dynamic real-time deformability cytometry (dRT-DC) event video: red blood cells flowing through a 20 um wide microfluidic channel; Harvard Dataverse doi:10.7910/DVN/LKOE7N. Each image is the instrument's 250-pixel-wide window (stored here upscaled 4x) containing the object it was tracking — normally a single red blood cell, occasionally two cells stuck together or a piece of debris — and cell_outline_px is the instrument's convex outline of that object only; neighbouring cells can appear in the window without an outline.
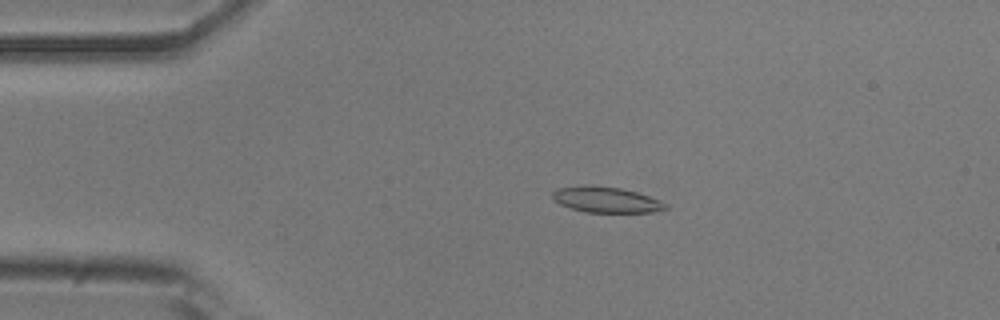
{"species": "common noctule bat (a hibernating species)", "species_latin": "Nyctalus noctula", "temperature_condition": "room temperature", "stored_images_in_passage": 54, "camera_frame_rate_fps": 3000, "um_per_image_px": 0.085, "animal": {"sex": "male", "body_mass_g": 20.5, "forearm_length_mm": 52.5}, "frame": {"image": 1, "passage_image": 11, "time_ms": 3.333, "image_size_px": [1000, 320], "cell_outline_px": [[668, 208], [652, 212], [588, 212], [572, 208], [560, 204], [552, 200], [552, 192], [556, 188], [588, 184], [620, 188], [636, 192], [660, 200], [668, 204]], "centroid_in_image_um": [51.49, 16.96], "position_along_channel_um": 33.5, "area_um2": 16.99}}
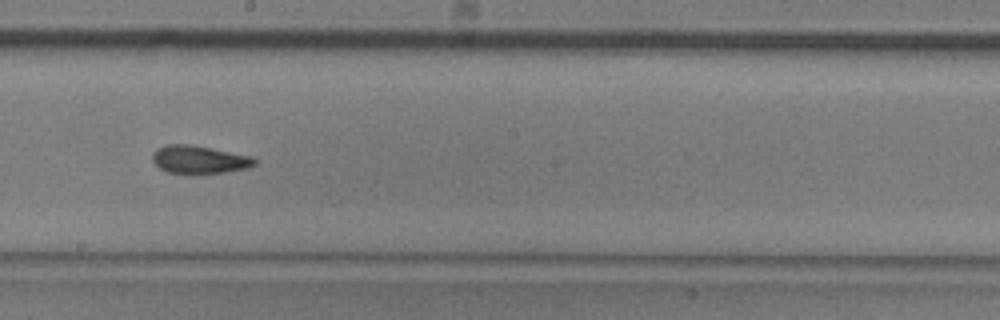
{"frame": {"image": 2, "passage_image": 30, "time_ms": 9.667, "image_size_px": [1000, 320], "cell_outline_px": [[256, 164], [248, 168], [224, 172], [168, 172], [160, 168], [152, 160], [152, 152], [156, 148], [168, 144], [188, 144], [212, 148], [252, 156], [256, 160]], "centroid_in_image_um": [16.93, 13.53], "position_along_channel_um": 231.3, "area_um2": 16.36}}
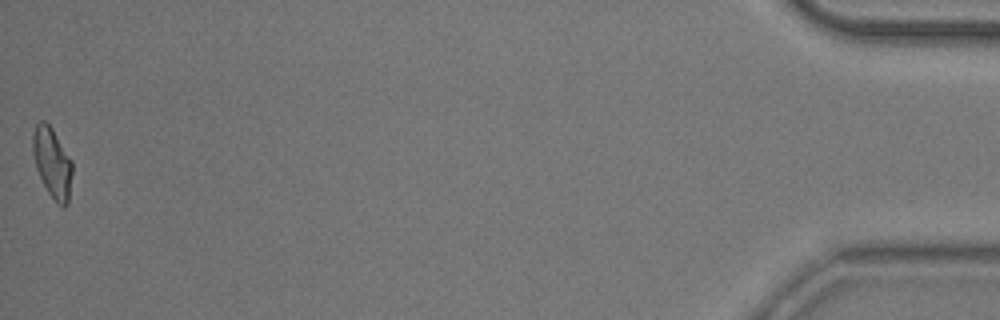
{"frame": {"image": 3, "passage_image": 54, "time_ms": 17.667, "image_size_px": [1000, 320], "cell_outline_px": [[72, 172], [68, 204], [64, 208], [56, 204], [48, 192], [36, 168], [32, 152], [32, 136], [36, 124], [40, 120], [44, 120], [52, 128], [72, 160]], "centroid_in_image_um": [4.44, 13.84], "position_along_channel_um": 430.8, "area_um2": 16.24}, "authors_computed_cell_mechanics": {"area_um2": 16.5597, "velocity_mm_per_s": 3.7385, "shape_relaxation_time_tau1_ms": 7.8074, "shape_relaxation_time_tau2_ms": 1.4589, "deformation_change_tau1": 0.171, "deformation_change_tau2": 0.0734}}